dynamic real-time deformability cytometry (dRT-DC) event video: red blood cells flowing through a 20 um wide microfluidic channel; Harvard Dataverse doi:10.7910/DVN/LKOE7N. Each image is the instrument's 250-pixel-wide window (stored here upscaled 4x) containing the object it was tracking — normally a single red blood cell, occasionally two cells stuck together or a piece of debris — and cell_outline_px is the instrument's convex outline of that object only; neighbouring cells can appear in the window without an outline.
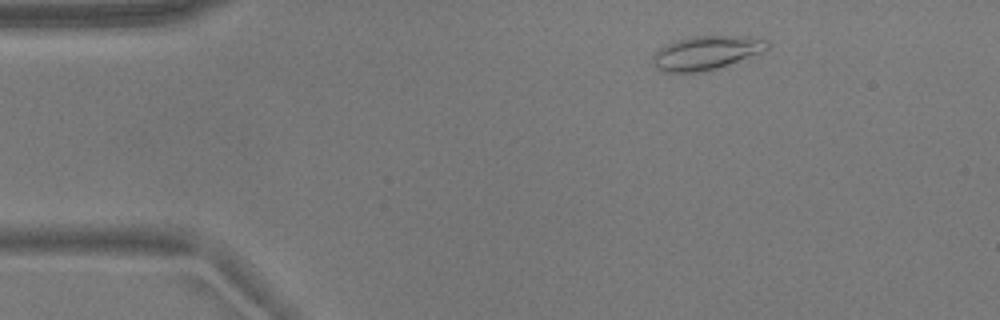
{"species": "common noctule bat (a hibernating species)", "species_latin": "Nyctalus noctula", "temperature_condition": "warm", "stored_images_in_passage": 47, "camera_frame_rate_fps": 3000, "um_per_image_px": 0.085, "animal": {"sex": "male", "body_mass_g": 17.9}, "frame": {"image": 1, "passage_image": 1, "time_ms": 0.0, "image_size_px": [1000, 320], "cell_outline_px": [[772, 44], [768, 48], [760, 52], [728, 64], [716, 68], [696, 72], [664, 72], [656, 68], [652, 60], [652, 56], [660, 48], [676, 40], [692, 36], [760, 36], [768, 40]], "centroid_in_image_um": [60.06, 4.46], "position_along_channel_um": 24.9, "area_um2": 22.43}}
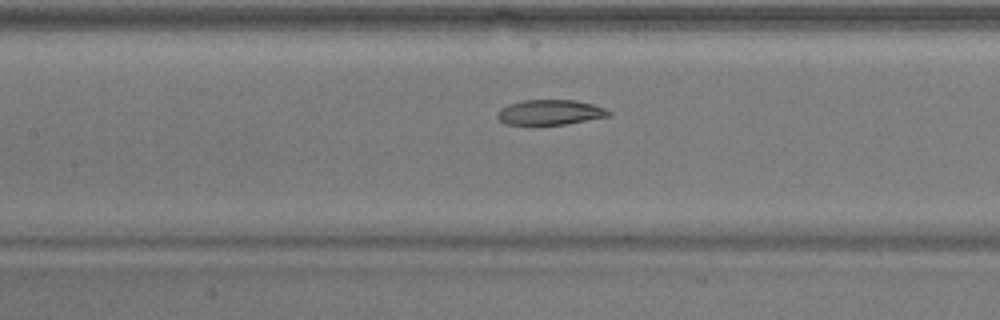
{"frame": {"image": 2, "passage_image": 17, "time_ms": 5.333, "image_size_px": [1000, 320], "cell_outline_px": [[612, 116], [564, 124], [508, 124], [500, 120], [496, 116], [496, 112], [500, 108], [508, 104], [524, 100], [576, 100], [592, 104], [604, 108], [612, 112]], "centroid_in_image_um": [46.77, 9.54], "position_along_channel_um": 160.6, "area_um2": 16.24}}
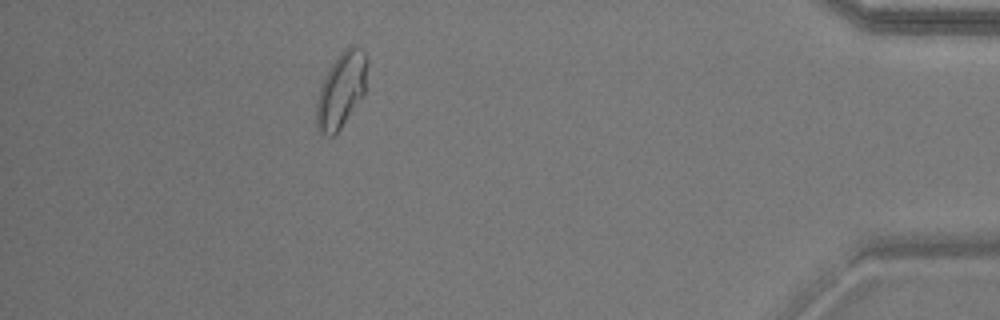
{"frame": {"image": 3, "passage_image": 41, "time_ms": 13.333, "image_size_px": [1000, 320], "cell_outline_px": [[368, 60], [364, 92], [340, 128], [332, 136], [328, 136], [320, 132], [316, 128], [316, 100], [324, 76], [340, 52], [348, 44], [352, 44], [364, 52]], "centroid_in_image_um": [28.98, 7.61], "position_along_channel_um": 406.2, "area_um2": 22.02}, "authors_computed_cell_mechanics": {"area_um2": 18.8428, "velocity_mm_per_s": 3.7291, "shape_relaxation_time_tau1_ms": null, "shape_relaxation_time_tau2_ms": 2.9414, "deformation_change_tau1": null, "deformation_change_tau2": 0.059}}